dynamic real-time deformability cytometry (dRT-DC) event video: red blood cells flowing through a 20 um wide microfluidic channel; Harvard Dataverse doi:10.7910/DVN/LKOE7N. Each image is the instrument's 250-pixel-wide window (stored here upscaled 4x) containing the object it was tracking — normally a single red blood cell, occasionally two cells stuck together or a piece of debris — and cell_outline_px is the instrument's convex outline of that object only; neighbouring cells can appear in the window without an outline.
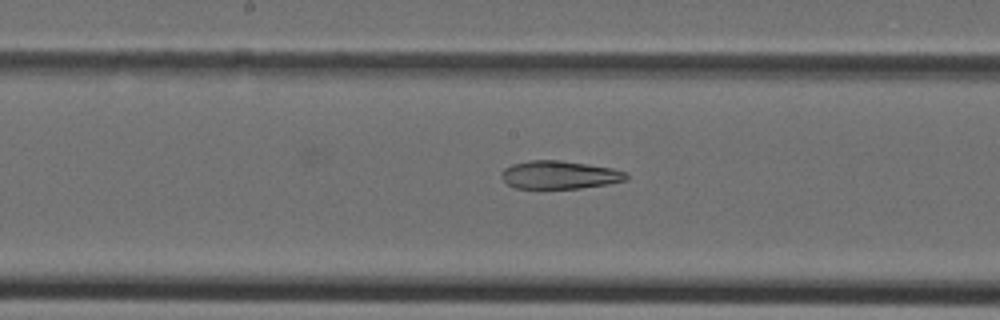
{"species": "Egyptian fruit bat (a non-hibernating species)", "species_latin": "Rousettus aegyptiacus", "temperature_condition": "cold", "stored_images_in_passage": 24, "camera_frame_rate_fps": 3000, "um_per_image_px": 0.085, "animal": {"sex": "female"}, "frame": {"image": 1, "passage_image": 12, "time_ms": 3.667, "image_size_px": [1000, 320], "cell_outline_px": [[628, 180], [608, 184], [580, 188], [516, 188], [508, 184], [500, 176], [500, 172], [504, 168], [512, 164], [528, 160], [560, 160], [588, 164], [612, 168], [628, 172]], "centroid_in_image_um": [47.57, 14.85], "position_along_channel_um": 200.6, "area_um2": 20.58}}
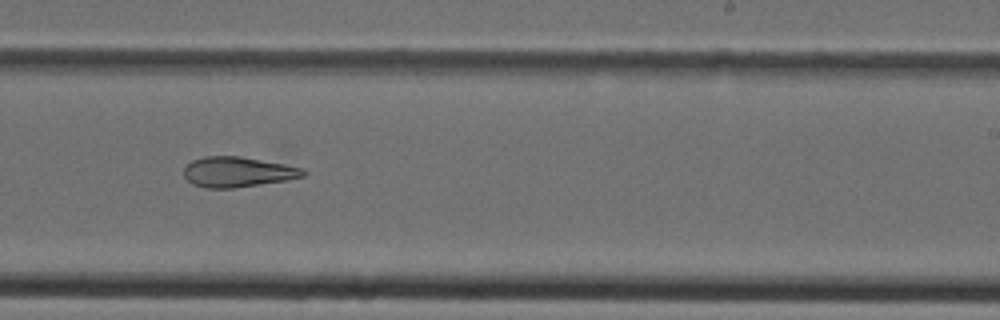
{"frame": {"image": 2, "passage_image": 16, "time_ms": 5.0, "image_size_px": [1000, 320], "cell_outline_px": [[304, 176], [288, 180], [232, 188], [208, 188], [192, 184], [184, 176], [184, 168], [192, 160], [204, 156], [240, 156], [284, 164], [304, 168]], "centroid_in_image_um": [20.19, 14.61], "position_along_channel_um": 268.8, "area_um2": 20.92}}
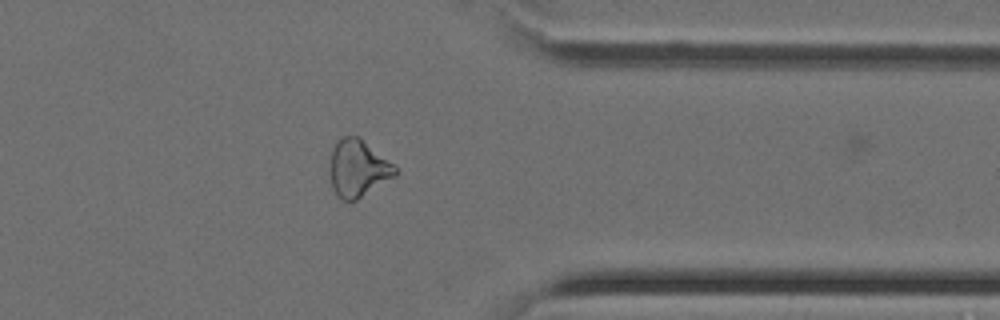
{"frame": {"image": 3, "passage_image": 23, "time_ms": 7.333, "image_size_px": [1000, 320], "cell_outline_px": [[400, 172], [396, 176], [356, 200], [340, 200], [336, 196], [332, 188], [328, 168], [332, 148], [336, 140], [344, 136], [360, 136], [396, 164]], "centroid_in_image_um": [30.44, 14.29], "position_along_channel_um": 381.0, "area_um2": 22.6}}